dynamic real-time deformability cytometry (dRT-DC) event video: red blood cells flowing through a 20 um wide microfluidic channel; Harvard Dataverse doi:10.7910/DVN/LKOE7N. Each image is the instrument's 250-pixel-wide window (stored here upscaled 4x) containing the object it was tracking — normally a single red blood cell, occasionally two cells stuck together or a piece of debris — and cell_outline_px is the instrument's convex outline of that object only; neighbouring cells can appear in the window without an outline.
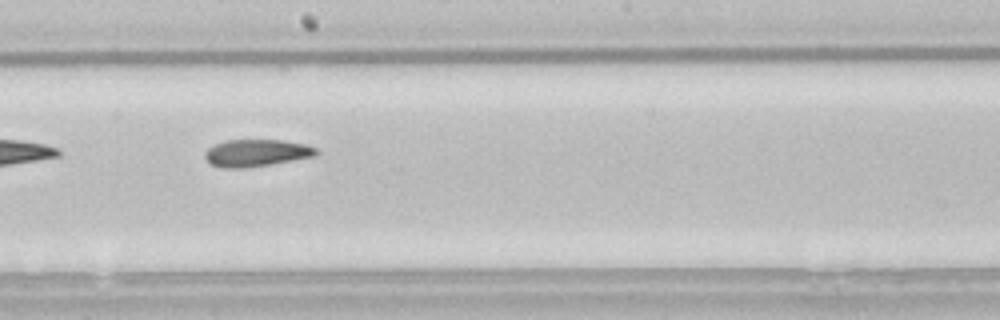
{"species": "common noctule bat (a hibernating species)", "species_latin": "Nyctalus noctula", "temperature_condition": "room temperature", "stored_images_in_passage": 32, "camera_frame_rate_fps": 3000, "um_per_image_px": 0.085, "animal": {"sex": "male", "body_mass_g": 21.5, "forearm_length_mm": 52.0}, "frame": {"image": 1, "passage_image": 14, "time_ms": 4.333, "image_size_px": [1000, 320], "cell_outline_px": [[320, 152], [316, 156], [244, 168], [220, 168], [212, 164], [204, 156], [204, 152], [208, 148], [224, 140], [284, 140], [304, 144], [316, 148]], "centroid_in_image_um": [21.79, 12.99], "position_along_channel_um": 226.4, "area_um2": 17.51}}